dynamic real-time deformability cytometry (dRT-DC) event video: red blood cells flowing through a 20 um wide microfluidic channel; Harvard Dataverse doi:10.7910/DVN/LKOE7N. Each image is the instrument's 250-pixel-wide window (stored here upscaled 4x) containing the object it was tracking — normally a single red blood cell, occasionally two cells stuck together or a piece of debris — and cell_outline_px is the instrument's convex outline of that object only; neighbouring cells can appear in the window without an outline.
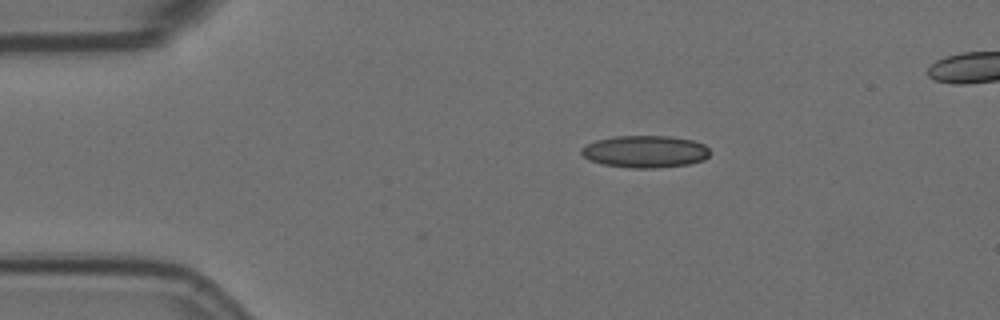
{"species": "Egyptian fruit bat (a non-hibernating species)", "species_latin": "Rousettus aegyptiacus", "temperature_condition": "room temperature", "stored_images_in_passage": 2, "camera_frame_rate_fps": 3000, "um_per_image_px": 0.085, "animal": {"sex": "female"}, "frame": {"image": 1, "passage_image": 2, "time_ms": 0.333, "image_size_px": [1000, 320], "cell_outline_px": [[712, 152], [704, 160], [688, 164], [652, 168], [632, 168], [604, 164], [588, 160], [580, 152], [580, 148], [596, 140], [612, 136], [672, 136], [692, 140], [704, 144]], "centroid_in_image_um": [54.84, 12.87], "position_along_channel_um": 30.2, "area_um2": 24.16}}